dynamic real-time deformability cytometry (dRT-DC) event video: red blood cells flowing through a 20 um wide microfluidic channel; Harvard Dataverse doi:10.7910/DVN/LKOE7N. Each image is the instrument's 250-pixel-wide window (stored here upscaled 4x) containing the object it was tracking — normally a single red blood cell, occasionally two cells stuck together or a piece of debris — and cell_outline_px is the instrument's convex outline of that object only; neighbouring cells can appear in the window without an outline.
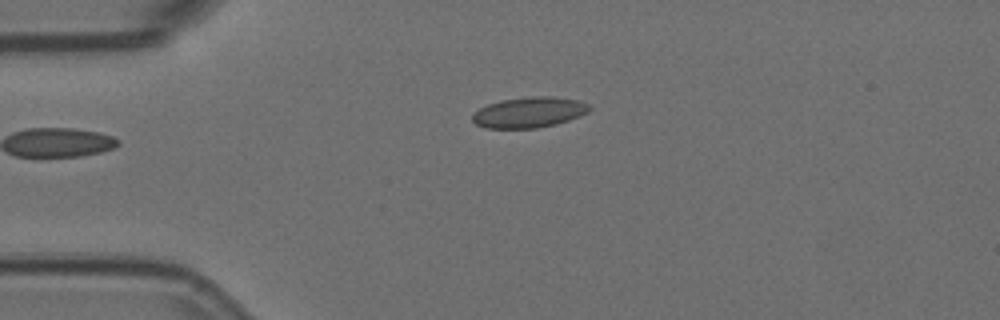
{"species": "Egyptian fruit bat (a non-hibernating species)", "species_latin": "Rousettus aegyptiacus", "temperature_condition": "room temperature", "stored_images_in_passage": 4, "camera_frame_rate_fps": 3000, "um_per_image_px": 0.085, "animal": {"sex": "female"}, "frame": {"image": 1, "passage_image": 4, "time_ms": 1.0, "image_size_px": [1000, 320], "cell_outline_px": [[592, 108], [588, 112], [580, 116], [556, 124], [536, 128], [484, 128], [476, 124], [472, 120], [472, 116], [480, 108], [488, 104], [500, 100], [532, 96], [552, 96], [576, 100], [588, 104]], "centroid_in_image_um": [44.98, 9.55], "position_along_channel_um": 40.0, "area_um2": 20.81}}